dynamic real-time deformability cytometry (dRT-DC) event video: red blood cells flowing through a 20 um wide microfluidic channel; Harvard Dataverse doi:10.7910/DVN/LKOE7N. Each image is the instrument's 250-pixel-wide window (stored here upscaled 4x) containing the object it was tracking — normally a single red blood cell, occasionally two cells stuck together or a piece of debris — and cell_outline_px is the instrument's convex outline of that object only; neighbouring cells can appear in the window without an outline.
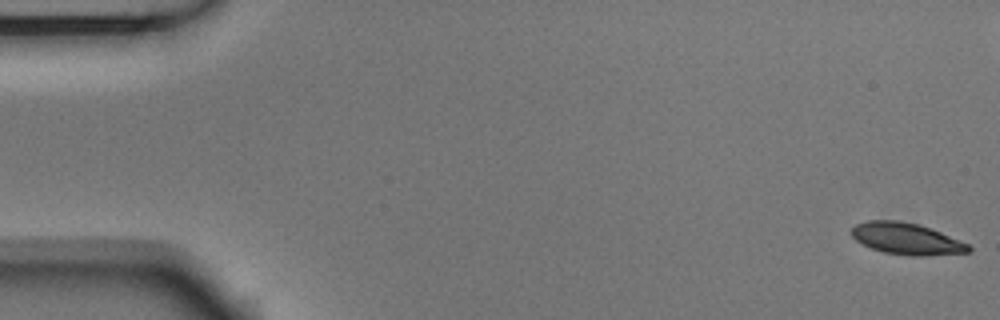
{"species": "Egyptian fruit bat (a non-hibernating species)", "species_latin": "Rousettus aegyptiacus", "temperature_condition": "room temperature", "stored_images_in_passage": 3, "camera_frame_rate_fps": 3000, "um_per_image_px": 0.085, "animal": {"sex": "male"}, "frame": {"image": 1, "passage_image": 1, "time_ms": 0.0, "image_size_px": [1000, 320], "cell_outline_px": [[972, 252], [924, 256], [908, 256], [884, 252], [872, 248], [856, 240], [852, 236], [852, 228], [856, 224], [868, 220], [900, 220], [920, 224], [940, 232], [968, 244], [972, 248]], "centroid_in_image_um": [77.07, 20.29], "position_along_channel_um": 7.9, "area_um2": 21.56}}